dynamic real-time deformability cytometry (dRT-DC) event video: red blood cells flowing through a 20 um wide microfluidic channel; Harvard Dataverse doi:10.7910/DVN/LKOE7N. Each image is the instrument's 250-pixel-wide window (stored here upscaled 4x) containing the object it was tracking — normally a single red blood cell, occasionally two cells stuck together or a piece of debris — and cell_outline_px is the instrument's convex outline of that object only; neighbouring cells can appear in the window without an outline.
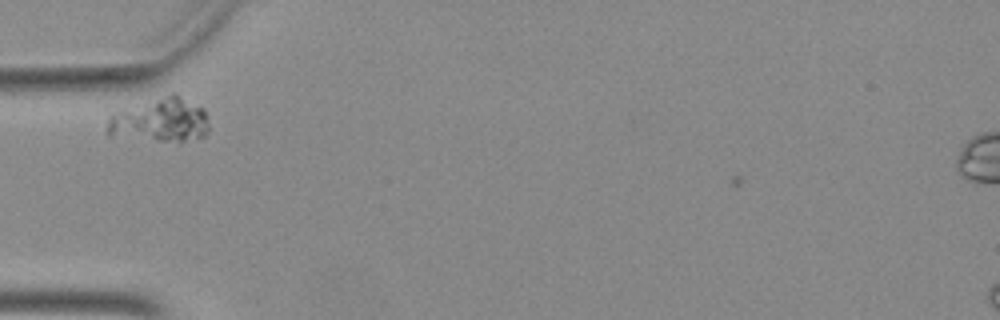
{"species": "Egyptian fruit bat (a non-hibernating species)", "species_latin": "Rousettus aegyptiacus", "temperature_condition": "warm", "stored_images_in_passage": 44, "camera_frame_rate_fps": 3000, "um_per_image_px": 0.085, "animal": {"sex": "female"}, "frame": {"image": 1, "passage_image": 5, "time_ms": 1.333, "image_size_px": [1000, 320], "cell_outline_px": [[208, 132], [204, 136], [184, 140], [156, 140], [108, 136], [104, 132], [108, 116], [172, 92], [176, 92], [204, 108], [208, 120]], "centroid_in_image_um": [13.62, 10.2], "position_along_channel_um": 71.4, "area_um2": 26.01}}
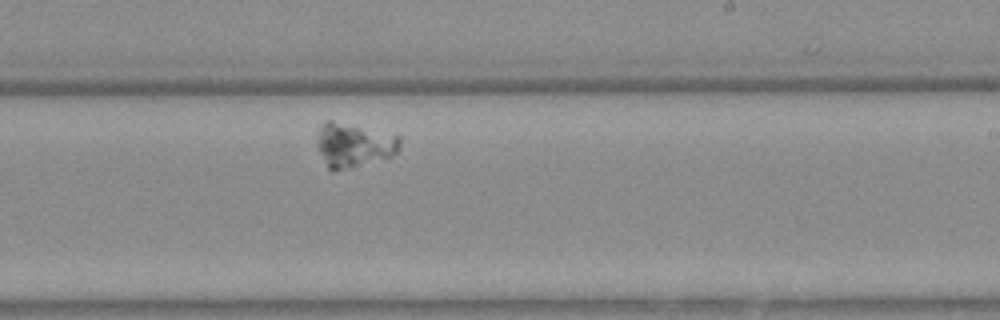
{"frame": {"image": 2, "passage_image": 22, "time_ms": 7.0, "image_size_px": [1000, 320], "cell_outline_px": [[400, 148], [392, 156], [352, 168], [332, 172], [328, 168], [316, 144], [316, 132], [320, 124], [324, 120], [332, 120], [400, 136]], "centroid_in_image_um": [30.02, 12.33], "position_along_channel_um": 259.0, "area_um2": 21.56}}
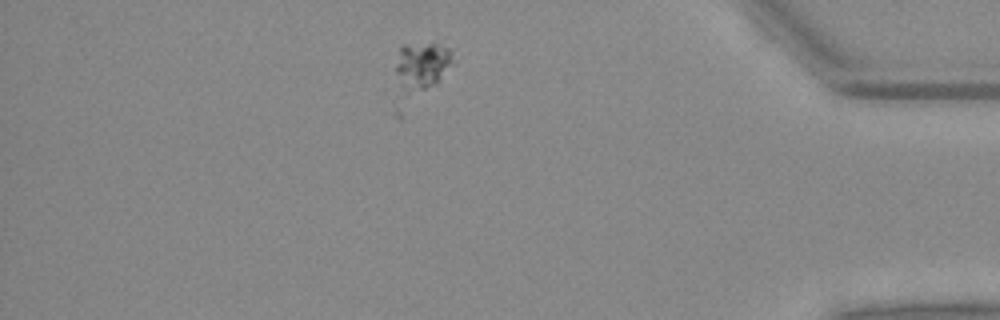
{"frame": {"image": 3, "passage_image": 37, "time_ms": 12.0, "image_size_px": [1000, 320], "cell_outline_px": [[452, 64], [436, 84], [404, 120], [400, 120], [392, 116], [392, 112], [396, 64], [400, 44], [436, 44], [448, 48], [452, 52]], "centroid_in_image_um": [35.49, 6.37], "position_along_channel_um": 399.7, "area_um2": 21.44}}